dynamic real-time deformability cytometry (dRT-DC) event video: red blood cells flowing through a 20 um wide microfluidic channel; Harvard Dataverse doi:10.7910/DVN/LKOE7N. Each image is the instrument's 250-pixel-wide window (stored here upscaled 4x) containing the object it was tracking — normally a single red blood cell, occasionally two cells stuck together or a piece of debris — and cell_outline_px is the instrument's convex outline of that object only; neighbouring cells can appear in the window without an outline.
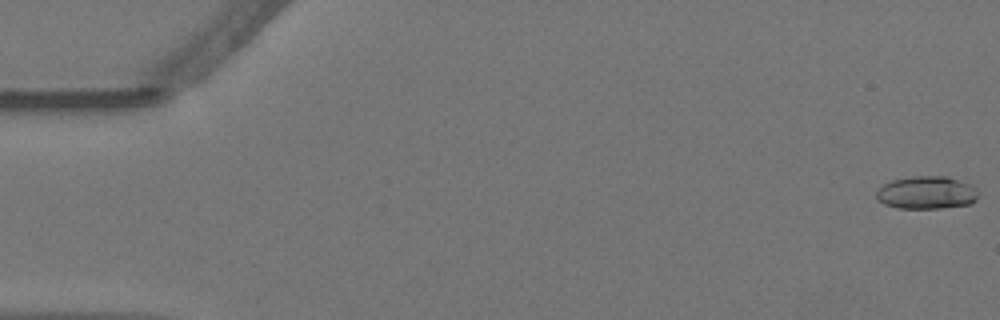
{"species": "Egyptian fruit bat (a non-hibernating species)", "species_latin": "Rousettus aegyptiacus", "temperature_condition": "warm", "stored_images_in_passage": 54, "camera_frame_rate_fps": 3000, "um_per_image_px": 0.085, "animal": {"sex": "female"}, "frame": {"image": 1, "passage_image": 1, "time_ms": 0.0, "image_size_px": [1000, 320], "cell_outline_px": [[976, 200], [972, 204], [940, 208], [896, 208], [884, 204], [876, 200], [876, 192], [884, 184], [892, 180], [912, 176], [948, 176], [972, 184], [976, 188]], "centroid_in_image_um": [78.76, 16.37], "position_along_channel_um": 6.2, "area_um2": 19.65}}
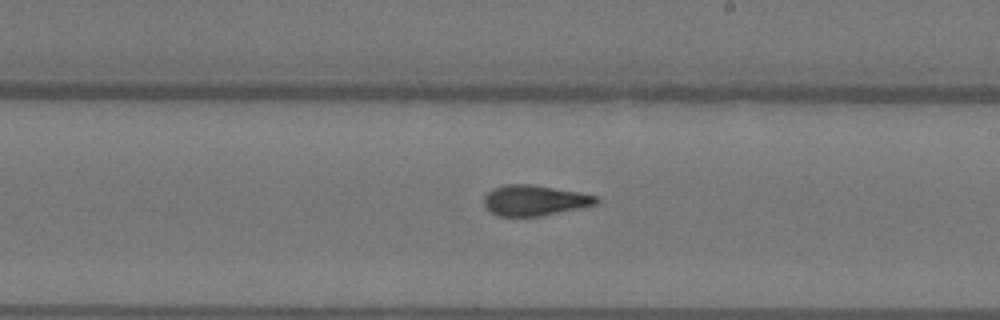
{"frame": {"image": 2, "passage_image": 33, "time_ms": 10.667, "image_size_px": [1000, 320], "cell_outline_px": [[600, 204], [540, 216], [500, 216], [484, 208], [484, 196], [492, 188], [508, 184], [528, 184], [580, 192], [600, 196]], "centroid_in_image_um": [45.48, 17.03], "position_along_channel_um": 243.5, "area_um2": 20.11}}
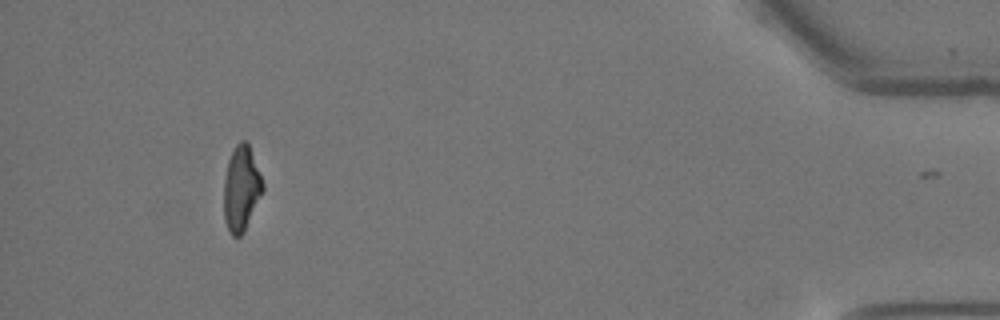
{"frame": {"image": 3, "passage_image": 53, "time_ms": 17.333, "image_size_px": [1000, 320], "cell_outline_px": [[264, 188], [244, 232], [240, 236], [232, 236], [228, 232], [224, 220], [224, 180], [228, 160], [236, 144], [240, 140], [244, 140], [248, 144], [264, 184]], "centroid_in_image_um": [20.49, 16.05], "position_along_channel_um": 414.7, "area_um2": 19.13}, "authors_computed_cell_mechanics": {"area_um2": 19.9121, "velocity_mm_per_s": 3.5856, "shape_relaxation_time_tau1_ms": 6.1973, "shape_relaxation_time_tau2_ms": 2.0216, "deformation_change_tau1": 0.2153, "deformation_change_tau2": 0.1038}}